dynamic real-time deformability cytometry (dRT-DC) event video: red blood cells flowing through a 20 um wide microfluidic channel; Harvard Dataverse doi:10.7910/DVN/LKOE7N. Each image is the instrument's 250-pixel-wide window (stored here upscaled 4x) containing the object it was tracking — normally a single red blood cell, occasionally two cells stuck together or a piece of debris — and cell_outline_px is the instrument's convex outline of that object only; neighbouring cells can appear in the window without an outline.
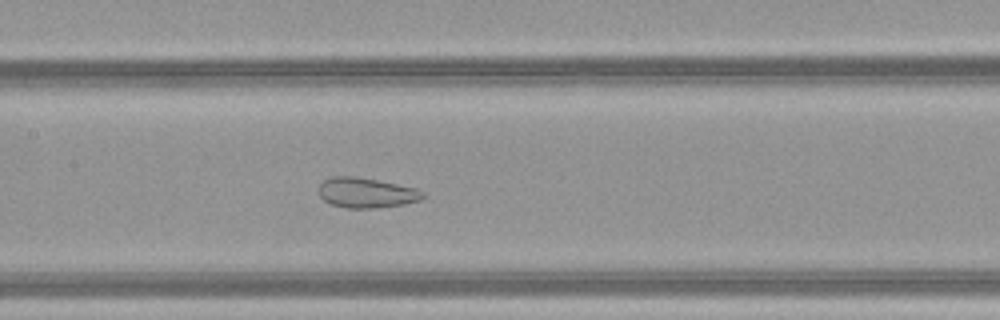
{"species": "common noctule bat (a hibernating species)", "species_latin": "Nyctalus noctula", "temperature_condition": "warm", "stored_images_in_passage": 52, "camera_frame_rate_fps": 3000, "um_per_image_px": 0.085, "animal": {"sex": "female", "body_mass_g": 21.9}, "frame": {"image": 1, "passage_image": 26, "time_ms": 8.333, "image_size_px": [1000, 320], "cell_outline_px": [[428, 196], [420, 200], [404, 204], [372, 208], [344, 208], [332, 204], [324, 200], [316, 192], [316, 188], [324, 180], [332, 176], [356, 176], [380, 180], [416, 188], [424, 192]], "centroid_in_image_um": [31.13, 16.37], "position_along_channel_um": 176.3, "area_um2": 18.61}}
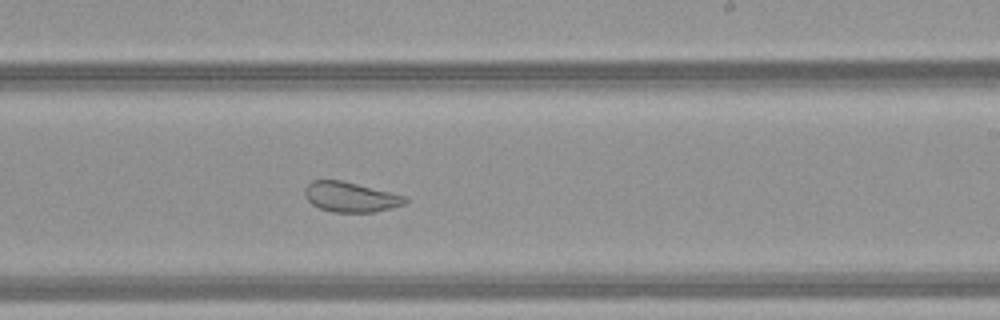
{"frame": {"image": 2, "passage_image": 32, "time_ms": 10.333, "image_size_px": [1000, 320], "cell_outline_px": [[408, 200], [404, 204], [392, 208], [372, 212], [332, 212], [320, 208], [312, 204], [304, 196], [304, 188], [312, 180], [340, 180], [404, 196]], "centroid_in_image_um": [29.74, 16.75], "position_along_channel_um": 259.3, "area_um2": 17.28}}
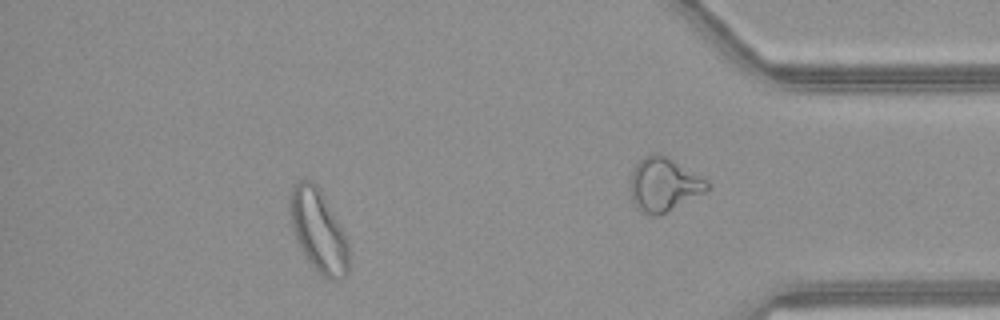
{"frame": {"image": 3, "passage_image": 46, "time_ms": 15.0, "image_size_px": [1000, 320], "cell_outline_px": [[348, 272], [344, 276], [336, 280], [332, 280], [324, 276], [308, 260], [300, 248], [292, 228], [288, 208], [288, 200], [292, 188], [296, 180], [308, 180], [316, 184], [340, 224], [348, 240]], "centroid_in_image_um": [27.04, 19.58], "position_along_channel_um": 408.2, "area_um2": 28.03}, "authors_computed_cell_mechanics": {"area_um2": 25.7499, "velocity_mm_per_s": 4.1772, "shape_relaxation_time_tau1_ms": null, "shape_relaxation_time_tau2_ms": 1.2939, "deformation_change_tau1": null, "deformation_change_tau2": 0.082}}